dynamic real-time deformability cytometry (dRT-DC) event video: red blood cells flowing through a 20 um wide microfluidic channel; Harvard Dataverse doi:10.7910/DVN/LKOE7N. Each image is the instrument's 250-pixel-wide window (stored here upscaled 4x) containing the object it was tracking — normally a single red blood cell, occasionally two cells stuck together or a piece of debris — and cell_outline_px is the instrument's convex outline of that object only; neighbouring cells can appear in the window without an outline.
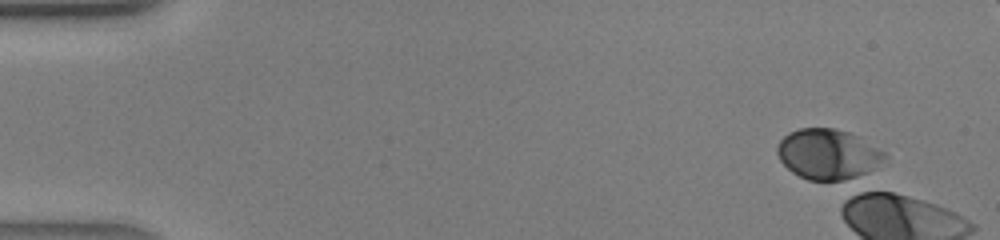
{"species": "human", "species_latin": "Homo sapiens", "temperature_condition": "warm", "stored_images_in_passage": 2, "camera_frame_rate_fps": 3000, "um_per_image_px": 0.085, "donor": {"sex": "male"}, "frame": {"image": 1, "passage_image": 1, "time_ms": 0.0, "image_size_px": [1000, 240], "cell_outline_px": [[888, 156], [856, 180], [808, 180], [792, 172], [780, 160], [776, 152], [776, 144], [788, 132], [800, 128], [836, 128], [860, 136], [884, 152]], "centroid_in_image_um": [70.36, 13.1], "position_along_channel_um": 14.6, "area_um2": 31.67}}